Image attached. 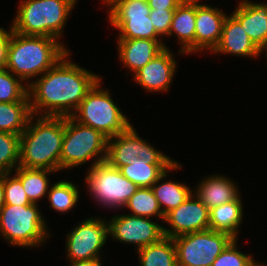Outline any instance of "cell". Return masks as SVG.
Listing matches in <instances>:
<instances>
[{"label":"cell","mask_w":267,"mask_h":266,"mask_svg":"<svg viewBox=\"0 0 267 266\" xmlns=\"http://www.w3.org/2000/svg\"><path fill=\"white\" fill-rule=\"evenodd\" d=\"M69 55L70 51L42 76L31 81L28 97L32 115L71 116L102 78L68 59Z\"/></svg>","instance_id":"6da1fadb"},{"label":"cell","mask_w":267,"mask_h":266,"mask_svg":"<svg viewBox=\"0 0 267 266\" xmlns=\"http://www.w3.org/2000/svg\"><path fill=\"white\" fill-rule=\"evenodd\" d=\"M64 134L65 117L32 115L20 135L19 166L59 172Z\"/></svg>","instance_id":"7a4b0ae2"},{"label":"cell","mask_w":267,"mask_h":266,"mask_svg":"<svg viewBox=\"0 0 267 266\" xmlns=\"http://www.w3.org/2000/svg\"><path fill=\"white\" fill-rule=\"evenodd\" d=\"M68 51L58 39L21 35L10 28L6 69L29 86L31 78L42 76Z\"/></svg>","instance_id":"3957f363"},{"label":"cell","mask_w":267,"mask_h":266,"mask_svg":"<svg viewBox=\"0 0 267 266\" xmlns=\"http://www.w3.org/2000/svg\"><path fill=\"white\" fill-rule=\"evenodd\" d=\"M77 0H21L11 30L26 36L61 40Z\"/></svg>","instance_id":"277c9868"},{"label":"cell","mask_w":267,"mask_h":266,"mask_svg":"<svg viewBox=\"0 0 267 266\" xmlns=\"http://www.w3.org/2000/svg\"><path fill=\"white\" fill-rule=\"evenodd\" d=\"M39 204H5L0 210V235L11 246L37 248L50 238Z\"/></svg>","instance_id":"5b68a950"},{"label":"cell","mask_w":267,"mask_h":266,"mask_svg":"<svg viewBox=\"0 0 267 266\" xmlns=\"http://www.w3.org/2000/svg\"><path fill=\"white\" fill-rule=\"evenodd\" d=\"M101 80L87 93L71 117L96 129L109 139L123 133L131 122L112 100L110 90L101 88Z\"/></svg>","instance_id":"8992f818"},{"label":"cell","mask_w":267,"mask_h":266,"mask_svg":"<svg viewBox=\"0 0 267 266\" xmlns=\"http://www.w3.org/2000/svg\"><path fill=\"white\" fill-rule=\"evenodd\" d=\"M108 138L92 127L83 125L71 116L65 117V134L60 154V171L71 170L91 160V167L104 162Z\"/></svg>","instance_id":"52a82bcc"},{"label":"cell","mask_w":267,"mask_h":266,"mask_svg":"<svg viewBox=\"0 0 267 266\" xmlns=\"http://www.w3.org/2000/svg\"><path fill=\"white\" fill-rule=\"evenodd\" d=\"M87 189L97 204L109 209H123L138 186L122 175L121 171L106 161L87 169Z\"/></svg>","instance_id":"ba28073f"},{"label":"cell","mask_w":267,"mask_h":266,"mask_svg":"<svg viewBox=\"0 0 267 266\" xmlns=\"http://www.w3.org/2000/svg\"><path fill=\"white\" fill-rule=\"evenodd\" d=\"M105 161L117 169L129 164H174L176 162L142 139L132 124L123 133L108 139Z\"/></svg>","instance_id":"9c48e42d"},{"label":"cell","mask_w":267,"mask_h":266,"mask_svg":"<svg viewBox=\"0 0 267 266\" xmlns=\"http://www.w3.org/2000/svg\"><path fill=\"white\" fill-rule=\"evenodd\" d=\"M229 234L212 229L173 238L178 266H211L233 240Z\"/></svg>","instance_id":"30bf717a"},{"label":"cell","mask_w":267,"mask_h":266,"mask_svg":"<svg viewBox=\"0 0 267 266\" xmlns=\"http://www.w3.org/2000/svg\"><path fill=\"white\" fill-rule=\"evenodd\" d=\"M108 8V22L119 31L118 39L161 40L151 22L147 0H114Z\"/></svg>","instance_id":"8fae6325"},{"label":"cell","mask_w":267,"mask_h":266,"mask_svg":"<svg viewBox=\"0 0 267 266\" xmlns=\"http://www.w3.org/2000/svg\"><path fill=\"white\" fill-rule=\"evenodd\" d=\"M89 217L66 234V258L69 262L101 259V249L109 237L108 221Z\"/></svg>","instance_id":"7c38bea8"},{"label":"cell","mask_w":267,"mask_h":266,"mask_svg":"<svg viewBox=\"0 0 267 266\" xmlns=\"http://www.w3.org/2000/svg\"><path fill=\"white\" fill-rule=\"evenodd\" d=\"M108 226L109 238L124 244H134L136 251L165 237L160 223L127 213L112 216L110 221L108 219Z\"/></svg>","instance_id":"4fadbf2b"},{"label":"cell","mask_w":267,"mask_h":266,"mask_svg":"<svg viewBox=\"0 0 267 266\" xmlns=\"http://www.w3.org/2000/svg\"><path fill=\"white\" fill-rule=\"evenodd\" d=\"M169 228L163 226L166 237L175 238L180 235L210 229L209 209L193 192L187 200L176 209L168 212L164 221Z\"/></svg>","instance_id":"5bb4252c"},{"label":"cell","mask_w":267,"mask_h":266,"mask_svg":"<svg viewBox=\"0 0 267 266\" xmlns=\"http://www.w3.org/2000/svg\"><path fill=\"white\" fill-rule=\"evenodd\" d=\"M177 60L169 48H165L134 75V81L148 93L167 92L175 77Z\"/></svg>","instance_id":"9a60e30c"},{"label":"cell","mask_w":267,"mask_h":266,"mask_svg":"<svg viewBox=\"0 0 267 266\" xmlns=\"http://www.w3.org/2000/svg\"><path fill=\"white\" fill-rule=\"evenodd\" d=\"M225 14L219 7L196 3L195 20V53L209 51L210 53L219 43Z\"/></svg>","instance_id":"2e32d148"},{"label":"cell","mask_w":267,"mask_h":266,"mask_svg":"<svg viewBox=\"0 0 267 266\" xmlns=\"http://www.w3.org/2000/svg\"><path fill=\"white\" fill-rule=\"evenodd\" d=\"M211 53L253 57L254 59L262 54L244 31L240 22L231 13L225 18L219 43Z\"/></svg>","instance_id":"e0dca14e"},{"label":"cell","mask_w":267,"mask_h":266,"mask_svg":"<svg viewBox=\"0 0 267 266\" xmlns=\"http://www.w3.org/2000/svg\"><path fill=\"white\" fill-rule=\"evenodd\" d=\"M117 55L120 62L130 70L132 76L154 57H156L166 46L164 40L150 39H117Z\"/></svg>","instance_id":"ac0fdd59"},{"label":"cell","mask_w":267,"mask_h":266,"mask_svg":"<svg viewBox=\"0 0 267 266\" xmlns=\"http://www.w3.org/2000/svg\"><path fill=\"white\" fill-rule=\"evenodd\" d=\"M231 14L240 22L244 31L262 51L267 47V3L240 0Z\"/></svg>","instance_id":"d6986e66"},{"label":"cell","mask_w":267,"mask_h":266,"mask_svg":"<svg viewBox=\"0 0 267 266\" xmlns=\"http://www.w3.org/2000/svg\"><path fill=\"white\" fill-rule=\"evenodd\" d=\"M219 175L213 174L204 177L193 191L209 210L231 202L241 195L238 191L239 187L230 177L220 173Z\"/></svg>","instance_id":"ffe728a7"},{"label":"cell","mask_w":267,"mask_h":266,"mask_svg":"<svg viewBox=\"0 0 267 266\" xmlns=\"http://www.w3.org/2000/svg\"><path fill=\"white\" fill-rule=\"evenodd\" d=\"M196 2H183L174 10L168 38L177 36L180 49L178 54L195 53Z\"/></svg>","instance_id":"44dd1931"},{"label":"cell","mask_w":267,"mask_h":266,"mask_svg":"<svg viewBox=\"0 0 267 266\" xmlns=\"http://www.w3.org/2000/svg\"><path fill=\"white\" fill-rule=\"evenodd\" d=\"M180 168H182L180 162L176 161L151 187L164 216L184 203L193 193L192 188L185 183L169 179L163 181L168 178L169 171H177Z\"/></svg>","instance_id":"7402d4cb"},{"label":"cell","mask_w":267,"mask_h":266,"mask_svg":"<svg viewBox=\"0 0 267 266\" xmlns=\"http://www.w3.org/2000/svg\"><path fill=\"white\" fill-rule=\"evenodd\" d=\"M242 197L211 208L209 210L210 229L217 232L229 234L232 238L238 239L239 228L243 222V202Z\"/></svg>","instance_id":"603a6c76"},{"label":"cell","mask_w":267,"mask_h":266,"mask_svg":"<svg viewBox=\"0 0 267 266\" xmlns=\"http://www.w3.org/2000/svg\"><path fill=\"white\" fill-rule=\"evenodd\" d=\"M55 171L45 169H30L22 166H18L14 174L22 183L25 193L31 203L37 204L39 200H42L50 189V176Z\"/></svg>","instance_id":"cb8c5ba5"},{"label":"cell","mask_w":267,"mask_h":266,"mask_svg":"<svg viewBox=\"0 0 267 266\" xmlns=\"http://www.w3.org/2000/svg\"><path fill=\"white\" fill-rule=\"evenodd\" d=\"M137 254L140 266H178L175 243L170 237L139 249Z\"/></svg>","instance_id":"d4e9b609"},{"label":"cell","mask_w":267,"mask_h":266,"mask_svg":"<svg viewBox=\"0 0 267 266\" xmlns=\"http://www.w3.org/2000/svg\"><path fill=\"white\" fill-rule=\"evenodd\" d=\"M31 116L29 101L0 102V132L21 135Z\"/></svg>","instance_id":"484cf974"},{"label":"cell","mask_w":267,"mask_h":266,"mask_svg":"<svg viewBox=\"0 0 267 266\" xmlns=\"http://www.w3.org/2000/svg\"><path fill=\"white\" fill-rule=\"evenodd\" d=\"M123 208L130 210L131 215L145 218L156 216L155 218L164 221L165 216L151 187H139Z\"/></svg>","instance_id":"4316f807"},{"label":"cell","mask_w":267,"mask_h":266,"mask_svg":"<svg viewBox=\"0 0 267 266\" xmlns=\"http://www.w3.org/2000/svg\"><path fill=\"white\" fill-rule=\"evenodd\" d=\"M77 186L79 185L65 179L51 185L46 196L50 203L49 207L63 214L70 212L79 201L80 192Z\"/></svg>","instance_id":"83f0119b"},{"label":"cell","mask_w":267,"mask_h":266,"mask_svg":"<svg viewBox=\"0 0 267 266\" xmlns=\"http://www.w3.org/2000/svg\"><path fill=\"white\" fill-rule=\"evenodd\" d=\"M173 164H129L119 170L122 175L132 181L138 187H152V185Z\"/></svg>","instance_id":"f1b7e54d"},{"label":"cell","mask_w":267,"mask_h":266,"mask_svg":"<svg viewBox=\"0 0 267 266\" xmlns=\"http://www.w3.org/2000/svg\"><path fill=\"white\" fill-rule=\"evenodd\" d=\"M20 161V135L0 132V174L11 173Z\"/></svg>","instance_id":"f546056e"},{"label":"cell","mask_w":267,"mask_h":266,"mask_svg":"<svg viewBox=\"0 0 267 266\" xmlns=\"http://www.w3.org/2000/svg\"><path fill=\"white\" fill-rule=\"evenodd\" d=\"M17 101H29L28 86L6 68H0V102Z\"/></svg>","instance_id":"4dcf8cb0"},{"label":"cell","mask_w":267,"mask_h":266,"mask_svg":"<svg viewBox=\"0 0 267 266\" xmlns=\"http://www.w3.org/2000/svg\"><path fill=\"white\" fill-rule=\"evenodd\" d=\"M238 239H233L211 266H250L255 260L252 254H244L237 246Z\"/></svg>","instance_id":"1f68e13d"},{"label":"cell","mask_w":267,"mask_h":266,"mask_svg":"<svg viewBox=\"0 0 267 266\" xmlns=\"http://www.w3.org/2000/svg\"><path fill=\"white\" fill-rule=\"evenodd\" d=\"M12 173L3 174V188L5 204L10 205H30L27 194L21 181Z\"/></svg>","instance_id":"d6a6232c"},{"label":"cell","mask_w":267,"mask_h":266,"mask_svg":"<svg viewBox=\"0 0 267 266\" xmlns=\"http://www.w3.org/2000/svg\"><path fill=\"white\" fill-rule=\"evenodd\" d=\"M173 14L174 10H151L150 12L151 22L162 40L169 35Z\"/></svg>","instance_id":"836d02e7"},{"label":"cell","mask_w":267,"mask_h":266,"mask_svg":"<svg viewBox=\"0 0 267 266\" xmlns=\"http://www.w3.org/2000/svg\"><path fill=\"white\" fill-rule=\"evenodd\" d=\"M9 43L10 27L8 31L0 27V68H6Z\"/></svg>","instance_id":"e575fe53"},{"label":"cell","mask_w":267,"mask_h":266,"mask_svg":"<svg viewBox=\"0 0 267 266\" xmlns=\"http://www.w3.org/2000/svg\"><path fill=\"white\" fill-rule=\"evenodd\" d=\"M151 10H175L183 0H147Z\"/></svg>","instance_id":"d590c367"},{"label":"cell","mask_w":267,"mask_h":266,"mask_svg":"<svg viewBox=\"0 0 267 266\" xmlns=\"http://www.w3.org/2000/svg\"><path fill=\"white\" fill-rule=\"evenodd\" d=\"M101 260L102 259L75 261L70 262L69 266H103Z\"/></svg>","instance_id":"8d00e7d4"},{"label":"cell","mask_w":267,"mask_h":266,"mask_svg":"<svg viewBox=\"0 0 267 266\" xmlns=\"http://www.w3.org/2000/svg\"><path fill=\"white\" fill-rule=\"evenodd\" d=\"M5 205L4 188H3V174H0V210Z\"/></svg>","instance_id":"74e56055"},{"label":"cell","mask_w":267,"mask_h":266,"mask_svg":"<svg viewBox=\"0 0 267 266\" xmlns=\"http://www.w3.org/2000/svg\"><path fill=\"white\" fill-rule=\"evenodd\" d=\"M250 266H267L265 263H260V262H257V261H254Z\"/></svg>","instance_id":"f35d334b"},{"label":"cell","mask_w":267,"mask_h":266,"mask_svg":"<svg viewBox=\"0 0 267 266\" xmlns=\"http://www.w3.org/2000/svg\"><path fill=\"white\" fill-rule=\"evenodd\" d=\"M103 3L106 7H108L114 0H102Z\"/></svg>","instance_id":"ab89813d"},{"label":"cell","mask_w":267,"mask_h":266,"mask_svg":"<svg viewBox=\"0 0 267 266\" xmlns=\"http://www.w3.org/2000/svg\"><path fill=\"white\" fill-rule=\"evenodd\" d=\"M261 53H262V54L266 53V54H265V55H266L265 58H267V47H265V48L261 51Z\"/></svg>","instance_id":"60d3db41"},{"label":"cell","mask_w":267,"mask_h":266,"mask_svg":"<svg viewBox=\"0 0 267 266\" xmlns=\"http://www.w3.org/2000/svg\"><path fill=\"white\" fill-rule=\"evenodd\" d=\"M185 1L196 2V3H200V1L202 2V0H185Z\"/></svg>","instance_id":"b9f144b4"}]
</instances>
